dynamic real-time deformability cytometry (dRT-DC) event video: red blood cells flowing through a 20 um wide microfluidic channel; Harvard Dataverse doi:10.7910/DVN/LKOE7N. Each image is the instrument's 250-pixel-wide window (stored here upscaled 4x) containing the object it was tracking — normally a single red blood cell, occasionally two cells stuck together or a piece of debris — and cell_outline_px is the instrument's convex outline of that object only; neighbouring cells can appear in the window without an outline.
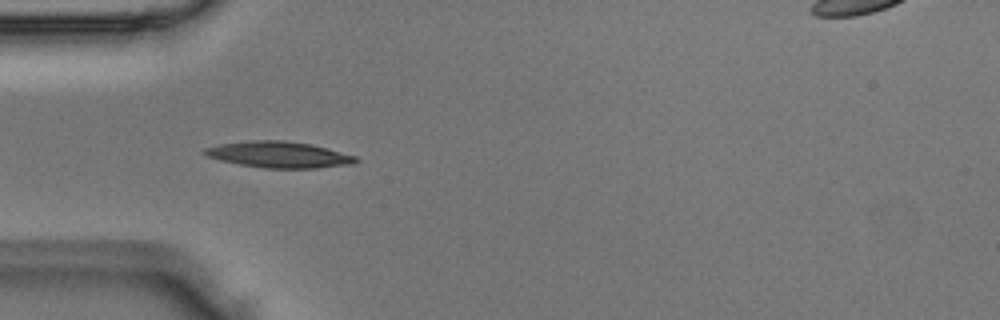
{"species": "Egyptian fruit bat (a non-hibernating species)", "species_latin": "Rousettus aegyptiacus", "temperature_condition": "room temperature", "stored_images_in_passage": 4, "camera_frame_rate_fps": 3000, "um_per_image_px": 0.085, "animal": {"sex": "male"}, "frame": {"image": 1, "passage_image": 3, "time_ms": 0.667, "image_size_px": [1000, 320], "cell_outline_px": [[360, 160], [356, 164], [316, 168], [264, 168], [240, 164], [220, 160], [208, 156], [200, 152], [204, 148], [220, 144], [252, 140], [284, 140], [312, 144], [328, 148], [356, 156]], "centroid_in_image_um": [23.75, 13.14], "position_along_channel_um": 61.3, "area_um2": 23.24}}
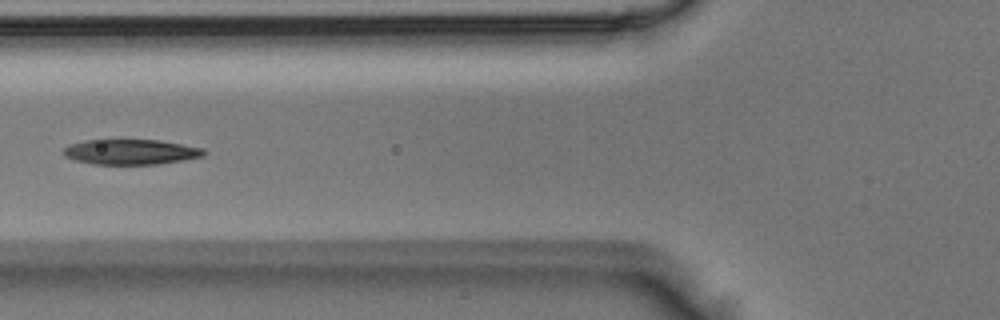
{"frame": {"image": 2, "passage_image": 4, "time_ms": 1.0, "image_size_px": [1000, 320], "cell_outline_px": [[208, 152], [204, 156], [160, 164], [92, 164], [76, 160], [64, 156], [60, 152], [68, 144], [84, 140], [160, 140], [204, 148]], "centroid_in_image_um": [11.11, 12.91], "position_along_channel_um": 114.7, "area_um2": 20.81}}